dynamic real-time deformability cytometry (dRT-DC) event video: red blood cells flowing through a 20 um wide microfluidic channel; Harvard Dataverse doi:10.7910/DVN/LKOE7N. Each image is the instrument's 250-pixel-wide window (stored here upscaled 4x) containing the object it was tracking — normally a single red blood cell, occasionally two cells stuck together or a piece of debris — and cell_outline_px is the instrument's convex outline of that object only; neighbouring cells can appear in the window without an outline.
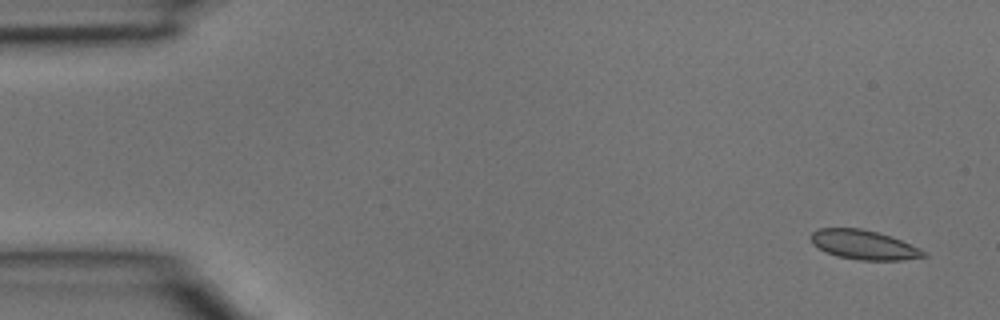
{"species": "common noctule bat (a hibernating species)", "species_latin": "Nyctalus noctula", "temperature_condition": "room temperature", "stored_images_in_passage": 4, "camera_frame_rate_fps": 3000, "um_per_image_px": 0.085, "animal": {"sex": "male", "body_mass_g": 15.6}, "frame": {"image": 1, "passage_image": 1, "time_ms": 0.0, "image_size_px": [1000, 320], "cell_outline_px": [[928, 256], [900, 260], [860, 260], [836, 256], [812, 244], [812, 232], [820, 228], [860, 228], [892, 236], [920, 248], [928, 252]], "centroid_in_image_um": [73.47, 20.81], "position_along_channel_um": 11.5, "area_um2": 19.19}}
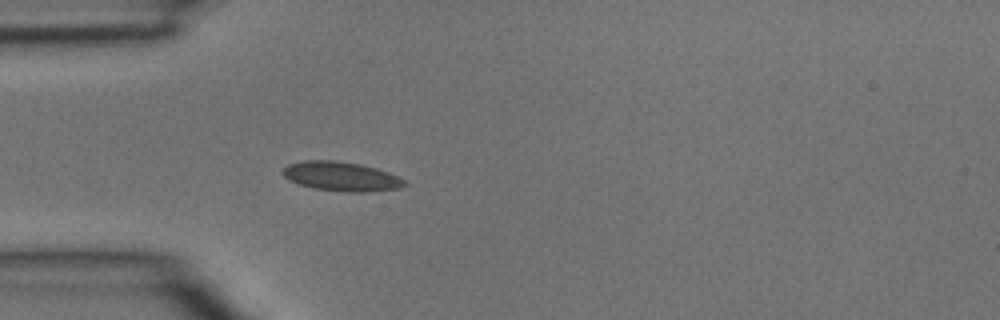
{"frame": {"image": 2, "passage_image": 4, "time_ms": 1.0, "image_size_px": [1000, 320], "cell_outline_px": [[408, 184], [400, 188], [368, 192], [344, 192], [312, 188], [288, 180], [280, 172], [288, 164], [304, 160], [332, 160], [360, 164], [376, 168], [408, 180]], "centroid_in_image_um": [29.02, 15.0], "position_along_channel_um": 56.0, "area_um2": 20.98}}